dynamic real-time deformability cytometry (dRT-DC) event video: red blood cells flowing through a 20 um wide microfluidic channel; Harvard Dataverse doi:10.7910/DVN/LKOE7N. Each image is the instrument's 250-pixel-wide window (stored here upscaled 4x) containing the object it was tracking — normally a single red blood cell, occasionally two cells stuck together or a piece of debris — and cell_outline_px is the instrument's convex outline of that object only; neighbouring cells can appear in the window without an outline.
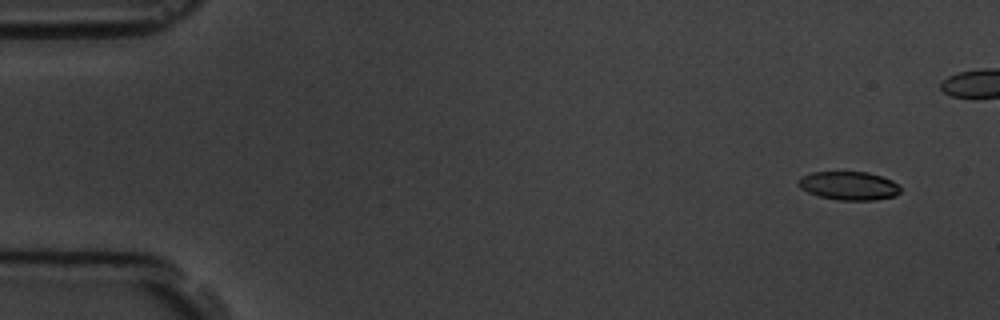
{"species": "common noctule bat (a hibernating species)", "species_latin": "Nyctalus noctula", "temperature_condition": "room temperature", "stored_images_in_passage": 7, "camera_frame_rate_fps": 3000, "um_per_image_px": 0.085, "animal": {"sex": "male", "body_mass_g": 19.5, "forearm_length_mm": 54.6}, "frame": {"image": 1, "passage_image": 1, "time_ms": 0.0, "image_size_px": [1000, 320], "cell_outline_px": [[900, 192], [896, 196], [876, 200], [840, 200], [820, 196], [808, 192], [800, 188], [796, 180], [800, 176], [812, 172], [868, 172], [892, 180], [900, 188]], "centroid_in_image_um": [72.13, 15.78], "position_along_channel_um": 12.9, "area_um2": 16.99}}
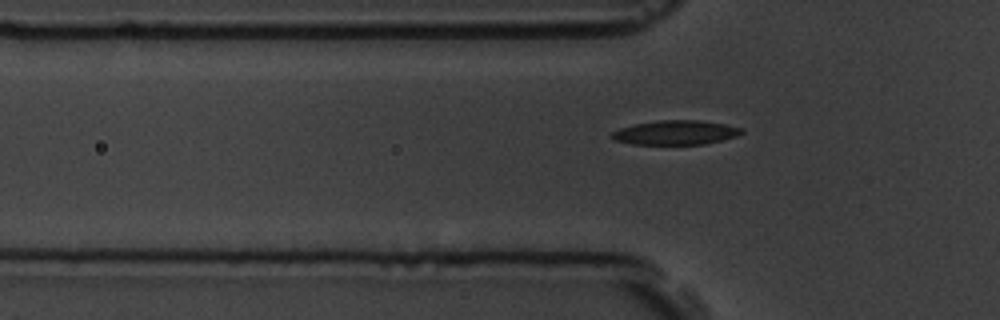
{"frame": {"image": 2, "passage_image": 7, "time_ms": 7.0, "image_size_px": [1000, 320], "cell_outline_px": [[744, 132], [736, 136], [704, 144], [632, 144], [612, 140], [612, 132], [620, 128], [636, 124], [660, 120], [700, 120], [724, 124], [744, 128]], "centroid_in_image_um": [57.43, 11.26], "position_along_channel_um": 68.4, "area_um2": 18.26}}